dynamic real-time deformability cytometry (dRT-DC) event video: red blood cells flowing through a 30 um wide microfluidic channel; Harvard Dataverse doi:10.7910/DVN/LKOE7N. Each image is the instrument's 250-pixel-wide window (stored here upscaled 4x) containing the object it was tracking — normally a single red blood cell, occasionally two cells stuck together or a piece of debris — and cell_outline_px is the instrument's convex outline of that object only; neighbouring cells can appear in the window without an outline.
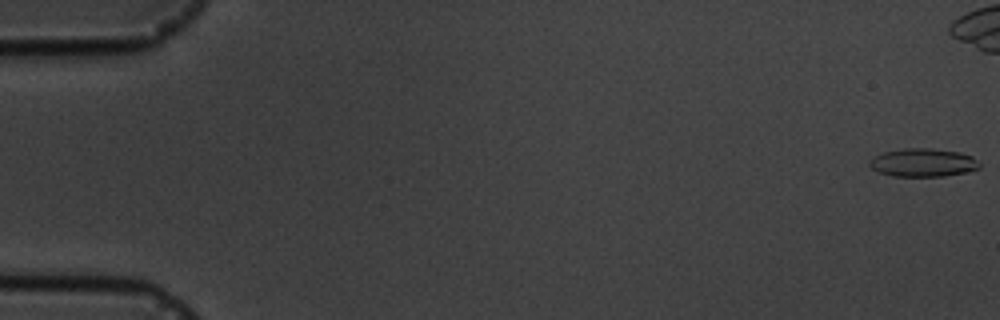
{"species": "common noctule bat (a hibernating species)", "species_latin": "Nyctalus noctula", "temperature_condition": "cold", "stored_images_in_passage": 6, "camera_frame_rate_fps": 3000, "um_per_image_px": 0.085, "animal": {"sex": "male", "body_mass_g": 19.5, "forearm_length_mm": 54.6}, "frame": {"image": 1, "passage_image": 1, "time_ms": 0.0, "image_size_px": [1000, 320], "cell_outline_px": [[980, 168], [964, 172], [944, 176], [892, 176], [880, 172], [872, 168], [868, 164], [876, 156], [884, 152], [904, 148], [932, 148], [960, 152], [972, 156], [980, 164]], "centroid_in_image_um": [78.48, 13.81], "position_along_channel_um": 6.5, "area_um2": 17.92}}